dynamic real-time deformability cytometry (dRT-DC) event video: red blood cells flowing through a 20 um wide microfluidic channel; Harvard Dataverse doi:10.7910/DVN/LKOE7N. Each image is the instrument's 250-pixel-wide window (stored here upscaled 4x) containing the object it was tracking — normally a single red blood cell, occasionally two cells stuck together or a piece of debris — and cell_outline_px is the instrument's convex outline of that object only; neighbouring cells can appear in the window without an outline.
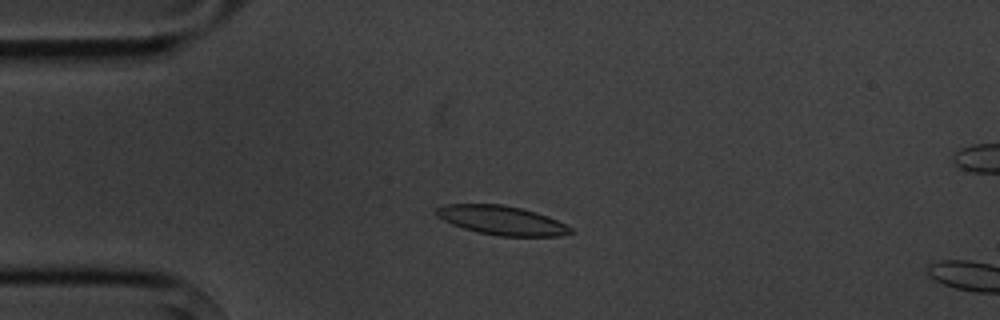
{"species": "common noctule bat (a hibernating species)", "species_latin": "Nyctalus noctula", "temperature_condition": "cold", "stored_images_in_passage": 4, "camera_frame_rate_fps": 3000, "um_per_image_px": 0.085, "animal": {"sex": "male", "body_mass_g": 20.1, "forearm_length_mm": 53.5}, "frame": {"image": 1, "passage_image": 2, "time_ms": 1.333, "image_size_px": [1000, 320], "cell_outline_px": [[572, 232], [560, 236], [500, 236], [476, 232], [452, 224], [436, 216], [432, 212], [436, 208], [444, 204], [500, 204], [520, 208], [536, 212], [548, 216], [572, 228]], "centroid_in_image_um": [42.59, 18.72], "position_along_channel_um": 42.4, "area_um2": 22.72}}